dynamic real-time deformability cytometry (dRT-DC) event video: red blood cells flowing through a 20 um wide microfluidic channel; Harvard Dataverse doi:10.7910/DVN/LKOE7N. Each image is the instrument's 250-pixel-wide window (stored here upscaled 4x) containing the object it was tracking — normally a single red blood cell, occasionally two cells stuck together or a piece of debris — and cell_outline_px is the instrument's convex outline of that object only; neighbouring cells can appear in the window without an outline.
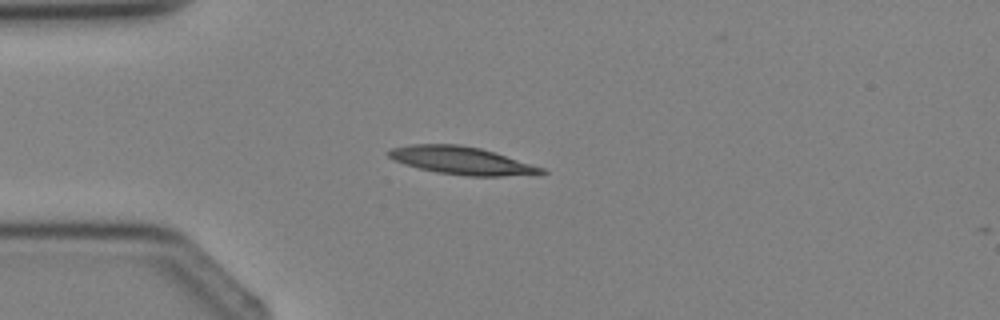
{"species": "Egyptian fruit bat (a non-hibernating species)", "species_latin": "Rousettus aegyptiacus", "temperature_condition": "cold", "stored_images_in_passage": 4, "camera_frame_rate_fps": 3000, "um_per_image_px": 0.085, "animal": {"sex": "female"}, "frame": {"image": 1, "passage_image": 3, "time_ms": 2.333, "image_size_px": [1000, 320], "cell_outline_px": [[548, 172], [500, 176], [468, 176], [436, 172], [404, 164], [392, 160], [384, 152], [392, 148], [408, 144], [460, 144], [480, 148], [544, 168]], "centroid_in_image_um": [39.12, 13.63], "position_along_channel_um": 45.9, "area_um2": 24.45}}